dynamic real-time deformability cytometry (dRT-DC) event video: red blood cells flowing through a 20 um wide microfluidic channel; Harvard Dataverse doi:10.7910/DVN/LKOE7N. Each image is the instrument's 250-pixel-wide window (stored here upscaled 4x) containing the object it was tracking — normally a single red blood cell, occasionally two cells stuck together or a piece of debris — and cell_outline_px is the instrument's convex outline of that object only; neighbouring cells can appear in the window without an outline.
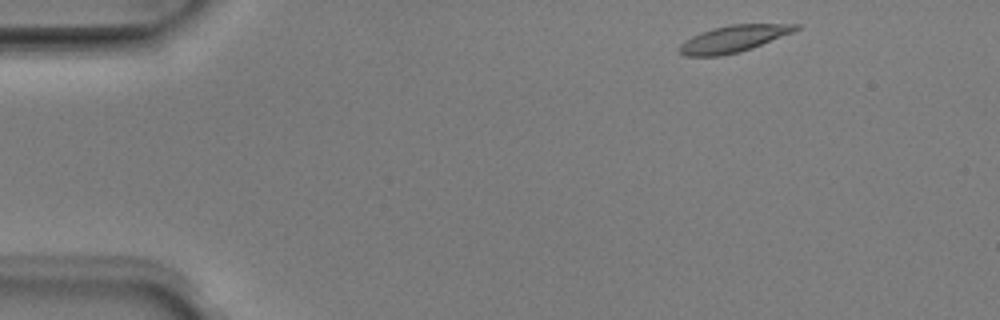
{"species": "Egyptian fruit bat (a non-hibernating species)", "species_latin": "Rousettus aegyptiacus", "temperature_condition": "room temperature", "stored_images_in_passage": 46, "camera_frame_rate_fps": 3000, "um_per_image_px": 0.085, "animal": {"sex": "male"}, "frame": {"image": 1, "passage_image": 2, "time_ms": 0.333, "image_size_px": [1000, 320], "cell_outline_px": [[800, 28], [792, 32], [752, 48], [740, 52], [720, 56], [684, 56], [676, 48], [684, 40], [700, 32], [712, 28], [732, 24], [800, 24]], "centroid_in_image_um": [62.29, 3.3], "position_along_channel_um": 22.7, "area_um2": 18.15}}
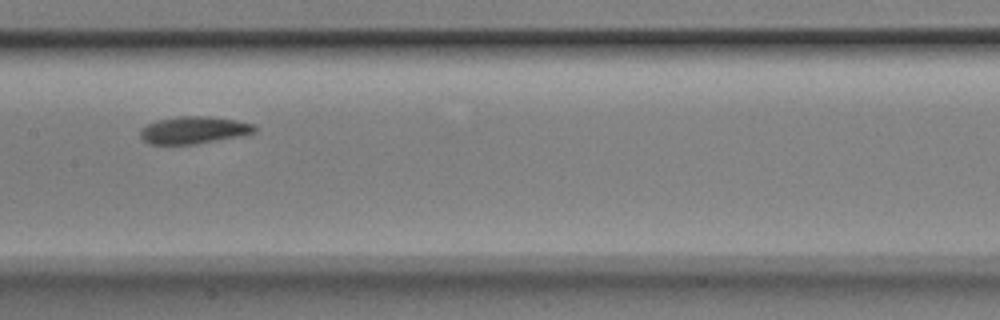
{"frame": {"image": 2, "passage_image": 21, "time_ms": 6.667, "image_size_px": [1000, 320], "cell_outline_px": [[256, 132], [240, 136], [196, 144], [148, 144], [140, 136], [140, 128], [156, 120], [176, 116], [208, 116], [236, 120], [252, 124], [256, 128]], "centroid_in_image_um": [16.44, 11.05], "position_along_channel_um": 191.0, "area_um2": 18.21}}
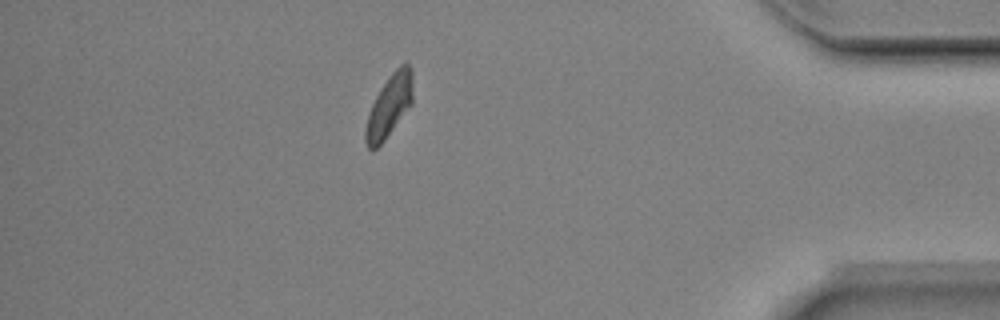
{"frame": {"image": 3, "passage_image": 40, "time_ms": 13.0, "image_size_px": [1000, 320], "cell_outline_px": [[412, 104], [384, 140], [372, 152], [368, 148], [364, 140], [364, 132], [368, 116], [372, 104], [380, 88], [388, 76], [400, 64], [408, 64], [412, 68]], "centroid_in_image_um": [33.07, 9.0], "position_along_channel_um": 402.1, "area_um2": 17.11}, "authors_computed_cell_mechanics": {"area_um2": 17.918, "velocity_mm_per_s": 3.9715, "shape_relaxation_time_tau1_ms": 2.2164, "shape_relaxation_time_tau2_ms": null, "deformation_change_tau1": 0.1064, "deformation_change_tau2": null}}